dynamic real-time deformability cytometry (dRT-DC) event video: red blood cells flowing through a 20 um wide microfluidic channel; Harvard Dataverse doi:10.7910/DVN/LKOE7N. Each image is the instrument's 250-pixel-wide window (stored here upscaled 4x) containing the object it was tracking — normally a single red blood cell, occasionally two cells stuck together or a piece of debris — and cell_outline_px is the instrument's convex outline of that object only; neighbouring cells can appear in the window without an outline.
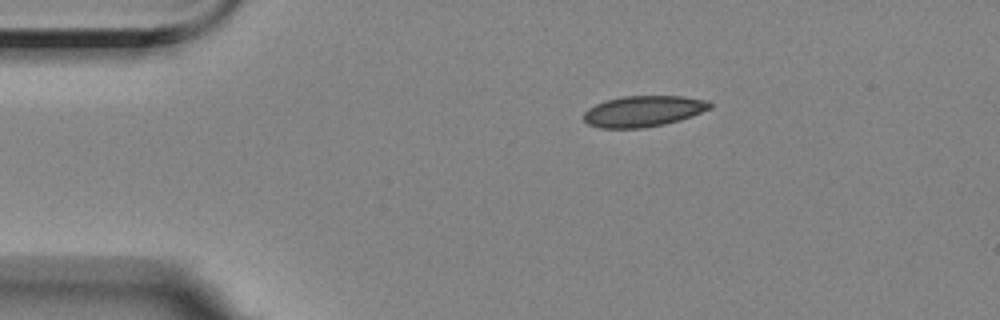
{"species": "Egyptian fruit bat (a non-hibernating species)", "species_latin": "Rousettus aegyptiacus", "temperature_condition": "room temperature", "stored_images_in_passage": 2, "camera_frame_rate_fps": 3000, "um_per_image_px": 0.085, "animal": {"sex": "female"}, "frame": {"image": 1, "passage_image": 1, "time_ms": 0.0, "image_size_px": [1000, 320], "cell_outline_px": [[712, 108], [692, 116], [680, 120], [664, 124], [644, 128], [600, 128], [588, 124], [584, 120], [584, 112], [588, 108], [596, 104], [608, 100], [624, 96], [684, 96], [708, 100], [712, 104]], "centroid_in_image_um": [54.71, 9.45], "position_along_channel_um": 30.3, "area_um2": 22.83}}